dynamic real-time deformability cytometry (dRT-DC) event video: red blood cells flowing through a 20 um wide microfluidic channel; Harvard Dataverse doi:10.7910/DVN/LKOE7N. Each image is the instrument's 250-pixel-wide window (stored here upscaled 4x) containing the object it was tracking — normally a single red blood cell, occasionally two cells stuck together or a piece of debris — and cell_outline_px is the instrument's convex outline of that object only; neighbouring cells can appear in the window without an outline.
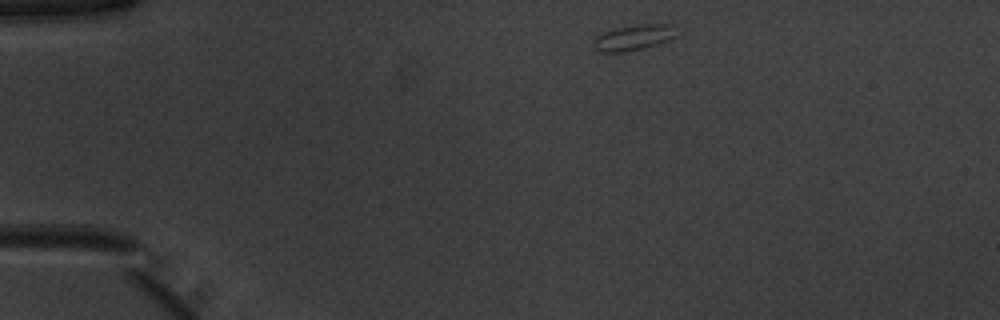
{"species": "common noctule bat (a hibernating species)", "species_latin": "Nyctalus noctula", "temperature_condition": "warm", "stored_images_in_passage": 43, "camera_frame_rate_fps": 3000, "um_per_image_px": 0.085, "animal": {"sex": "male", "body_mass_g": 20.1, "forearm_length_mm": 53.5}, "frame": {"image": 1, "passage_image": 1, "time_ms": 0.0, "image_size_px": [1000, 320], "cell_outline_px": [[676, 36], [668, 40], [644, 48], [624, 52], [600, 52], [592, 44], [592, 40], [596, 36], [604, 32], [616, 28], [636, 24], [676, 24]], "centroid_in_image_um": [53.86, 3.18], "position_along_channel_um": 31.1, "area_um2": 12.48}}
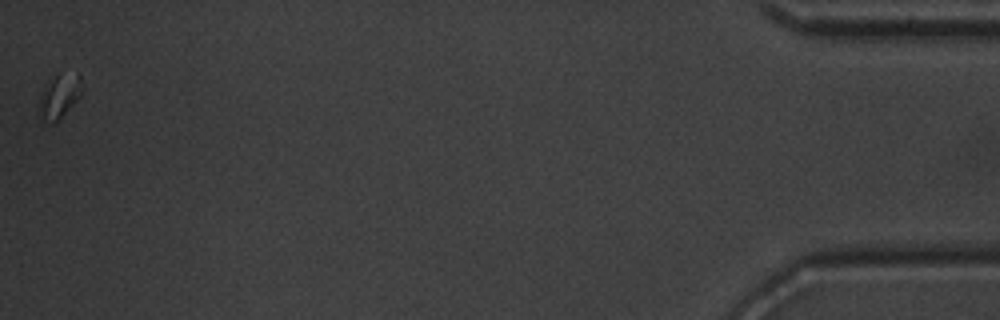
{"frame": {"image": 2, "passage_image": 43, "time_ms": 14.0, "image_size_px": [1000, 320], "cell_outline_px": [[80, 96], [52, 124], [36, 116], [36, 112], [40, 96], [44, 84], [56, 76], [80, 72]], "centroid_in_image_um": [4.95, 8.2], "position_along_channel_um": 430.2, "area_um2": 10.75}}